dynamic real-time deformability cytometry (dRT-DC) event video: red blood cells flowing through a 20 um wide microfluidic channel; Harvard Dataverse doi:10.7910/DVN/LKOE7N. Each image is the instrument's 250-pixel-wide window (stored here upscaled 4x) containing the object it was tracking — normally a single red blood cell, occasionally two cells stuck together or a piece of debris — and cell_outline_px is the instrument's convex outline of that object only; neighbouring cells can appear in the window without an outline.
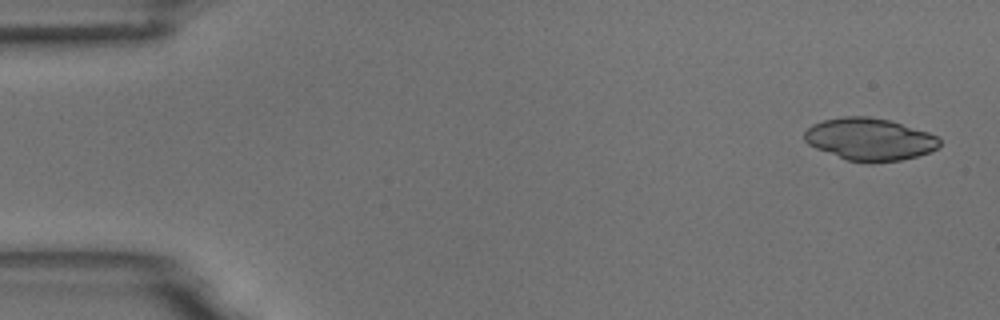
{"species": "common noctule bat (a hibernating species)", "species_latin": "Nyctalus noctula", "temperature_condition": "room temperature", "stored_images_in_passage": 6, "camera_frame_rate_fps": 3000, "um_per_image_px": 0.085, "animal": {"sex": "male", "body_mass_g": 18.8}, "frame": {"image": 1, "passage_image": 1, "time_ms": 0.0, "image_size_px": [1000, 320], "cell_outline_px": [[940, 144], [936, 148], [928, 152], [916, 156], [900, 160], [872, 164], [848, 160], [816, 148], [808, 144], [804, 140], [804, 132], [812, 124], [824, 120], [844, 116], [868, 116], [888, 120], [928, 132], [936, 136], [940, 140]], "centroid_in_image_um": [73.9, 11.84], "position_along_channel_um": 11.1, "area_um2": 33.18}}
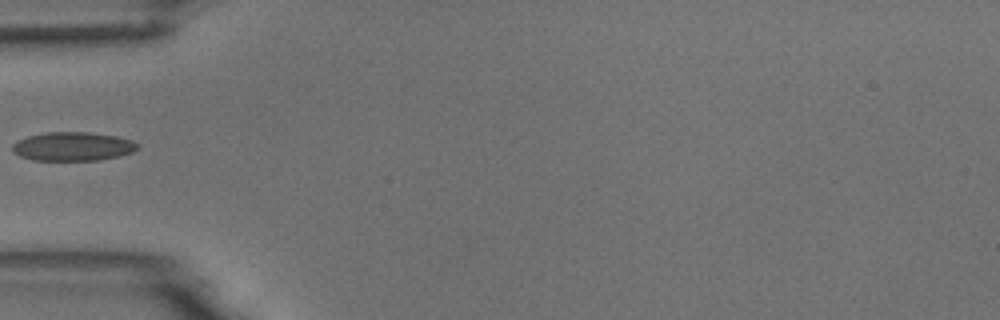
{"frame": {"image": 2, "passage_image": 5, "time_ms": 5.333, "image_size_px": [1000, 320], "cell_outline_px": [[140, 148], [132, 152], [120, 156], [96, 160], [32, 160], [20, 156], [12, 152], [12, 144], [28, 136], [44, 132], [88, 132], [116, 136], [132, 140], [140, 144]], "centroid_in_image_um": [6.21, 12.44], "position_along_channel_um": 78.8, "area_um2": 21.1}}